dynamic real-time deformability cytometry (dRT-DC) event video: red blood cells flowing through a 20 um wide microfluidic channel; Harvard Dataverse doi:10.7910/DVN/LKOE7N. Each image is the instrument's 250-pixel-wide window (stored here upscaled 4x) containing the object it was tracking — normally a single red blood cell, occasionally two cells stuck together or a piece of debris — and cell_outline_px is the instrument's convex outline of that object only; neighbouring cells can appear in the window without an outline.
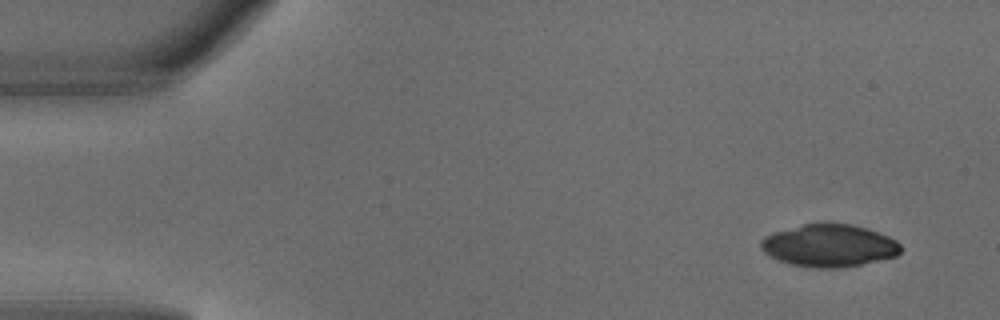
{"species": "common noctule bat (a hibernating species)", "species_latin": "Nyctalus noctula", "temperature_condition": "warm", "stored_images_in_passage": 5, "camera_frame_rate_fps": 3000, "um_per_image_px": 0.085, "animal": {"sex": "male", "body_mass_g": 18.8}, "frame": {"image": 1, "passage_image": 1, "time_ms": 0.0, "image_size_px": [1000, 320], "cell_outline_px": [[900, 252], [896, 256], [860, 264], [840, 268], [812, 268], [792, 264], [780, 260], [764, 252], [760, 248], [760, 240], [764, 236], [772, 232], [804, 224], [824, 220], [828, 220], [852, 224], [868, 228], [888, 236], [896, 240], [900, 244]], "centroid_in_image_um": [70.46, 20.83], "position_along_channel_um": 14.5, "area_um2": 35.14}}